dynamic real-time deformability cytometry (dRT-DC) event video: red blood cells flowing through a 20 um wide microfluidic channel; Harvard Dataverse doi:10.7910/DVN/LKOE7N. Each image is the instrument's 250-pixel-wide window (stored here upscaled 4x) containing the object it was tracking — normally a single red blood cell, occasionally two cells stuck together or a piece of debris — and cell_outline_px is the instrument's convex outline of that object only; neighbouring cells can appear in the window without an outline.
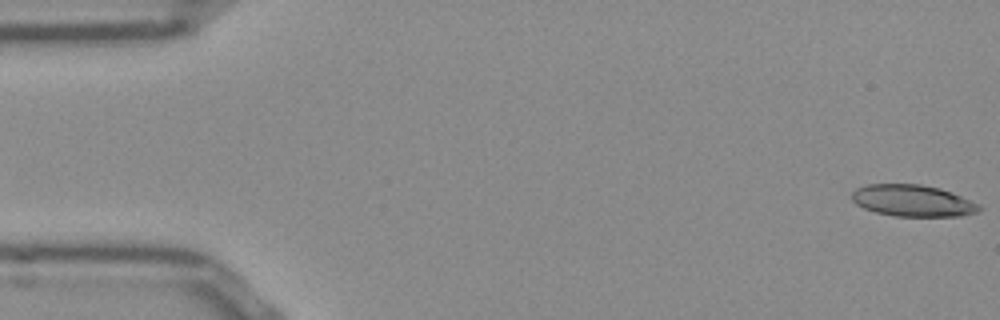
{"species": "Egyptian fruit bat (a non-hibernating species)", "species_latin": "Rousettus aegyptiacus", "temperature_condition": "room temperature", "stored_images_in_passage": 14, "camera_frame_rate_fps": 3000, "um_per_image_px": 0.085, "frame": {"image": 1, "passage_image": 1, "time_ms": 0.0, "image_size_px": [1000, 320], "cell_outline_px": [[984, 208], [976, 212], [960, 216], [896, 216], [876, 212], [864, 208], [856, 204], [852, 200], [852, 192], [856, 188], [868, 184], [920, 184], [940, 188], [980, 204]], "centroid_in_image_um": [77.58, 17.05], "position_along_channel_um": 7.4, "area_um2": 23.41}}